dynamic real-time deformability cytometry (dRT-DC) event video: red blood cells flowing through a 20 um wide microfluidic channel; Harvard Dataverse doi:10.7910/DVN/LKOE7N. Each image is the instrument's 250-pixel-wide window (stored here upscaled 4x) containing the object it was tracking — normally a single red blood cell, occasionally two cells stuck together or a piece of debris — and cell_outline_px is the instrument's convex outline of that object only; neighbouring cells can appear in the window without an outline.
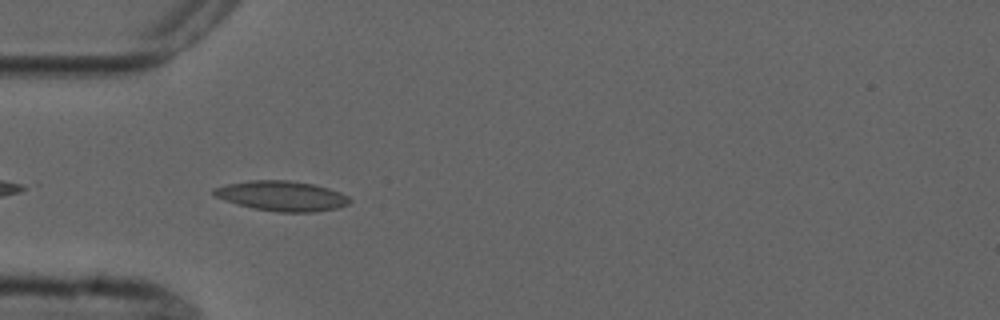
{"species": "common noctule bat (a hibernating species)", "species_latin": "Nyctalus noctula", "temperature_condition": "cold", "stored_images_in_passage": 4, "camera_frame_rate_fps": 3000, "um_per_image_px": 0.085, "animal": {"sex": "male", "forearm_length_mm": 52.5}, "frame": {"image": 1, "passage_image": 3, "time_ms": 2.333, "image_size_px": [1000, 320], "cell_outline_px": [[352, 200], [348, 204], [336, 208], [316, 212], [276, 212], [252, 208], [236, 204], [216, 196], [212, 192], [212, 188], [228, 184], [252, 180], [288, 180], [312, 184], [328, 188], [340, 192], [348, 196]], "centroid_in_image_um": [23.96, 16.66], "position_along_channel_um": 61.0, "area_um2": 23.7}}
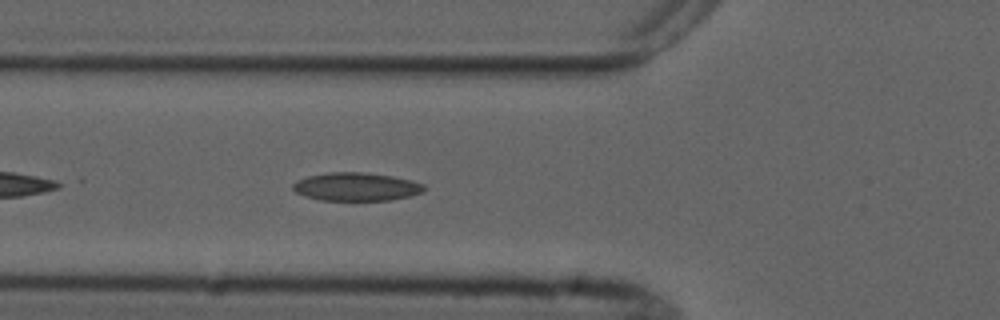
{"frame": {"image": 2, "passage_image": 4, "time_ms": 3.333, "image_size_px": [1000, 320], "cell_outline_px": [[428, 188], [412, 196], [388, 200], [320, 200], [296, 192], [292, 188], [292, 184], [296, 180], [308, 176], [328, 172], [364, 172], [392, 176], [412, 180], [424, 184]], "centroid_in_image_um": [30.3, 15.86], "position_along_channel_um": 95.5, "area_um2": 21.62}}